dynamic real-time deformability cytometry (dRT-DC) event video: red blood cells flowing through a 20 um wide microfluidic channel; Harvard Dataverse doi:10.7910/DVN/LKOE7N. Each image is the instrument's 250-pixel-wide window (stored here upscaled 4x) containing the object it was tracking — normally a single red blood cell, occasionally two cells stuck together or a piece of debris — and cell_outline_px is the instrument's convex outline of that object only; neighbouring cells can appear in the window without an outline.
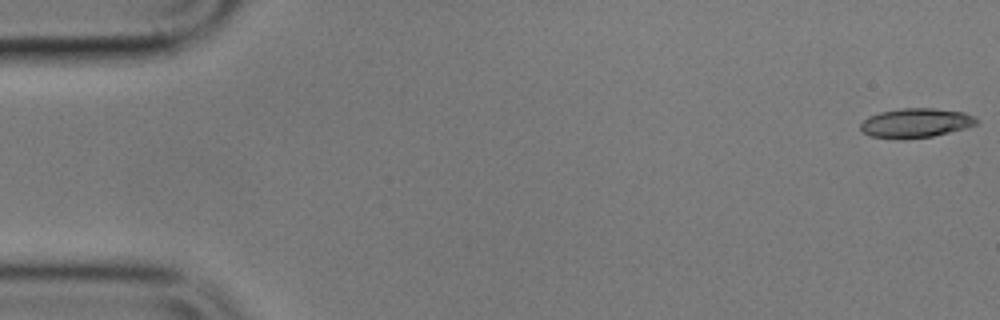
{"species": "common noctule bat (a hibernating species)", "species_latin": "Nyctalus noctula", "temperature_condition": "cold", "stored_images_in_passage": 17, "camera_frame_rate_fps": 3000, "um_per_image_px": 0.085, "animal": {"sex": "male", "body_mass_g": 17.9}, "frame": {"image": 1, "passage_image": 1, "time_ms": 0.0, "image_size_px": [1000, 320], "cell_outline_px": [[980, 124], [932, 136], [904, 140], [900, 140], [872, 136], [860, 132], [860, 124], [868, 116], [880, 112], [900, 108], [932, 108], [964, 112], [980, 120]], "centroid_in_image_um": [77.82, 10.46], "position_along_channel_um": 7.2, "area_um2": 20.06}}
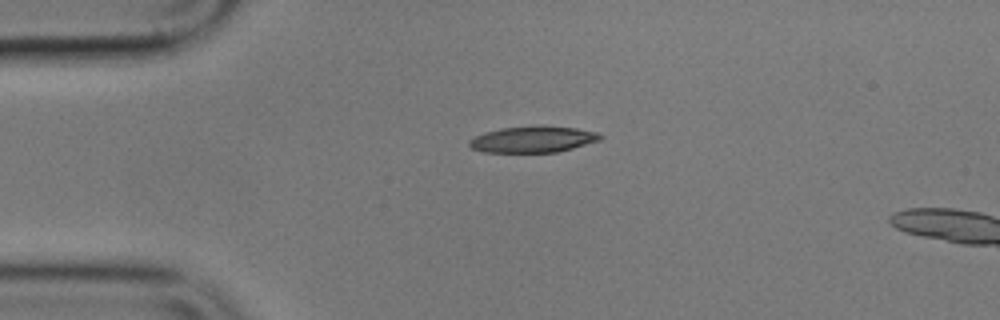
{"frame": {"image": 2, "passage_image": 13, "time_ms": 4.0, "image_size_px": [1000, 320], "cell_outline_px": [[604, 136], [600, 140], [572, 148], [556, 152], [484, 152], [472, 148], [468, 144], [468, 140], [484, 132], [500, 128], [576, 128], [596, 132]], "centroid_in_image_um": [45.26, 11.88], "position_along_channel_um": 39.7, "area_um2": 19.19}}